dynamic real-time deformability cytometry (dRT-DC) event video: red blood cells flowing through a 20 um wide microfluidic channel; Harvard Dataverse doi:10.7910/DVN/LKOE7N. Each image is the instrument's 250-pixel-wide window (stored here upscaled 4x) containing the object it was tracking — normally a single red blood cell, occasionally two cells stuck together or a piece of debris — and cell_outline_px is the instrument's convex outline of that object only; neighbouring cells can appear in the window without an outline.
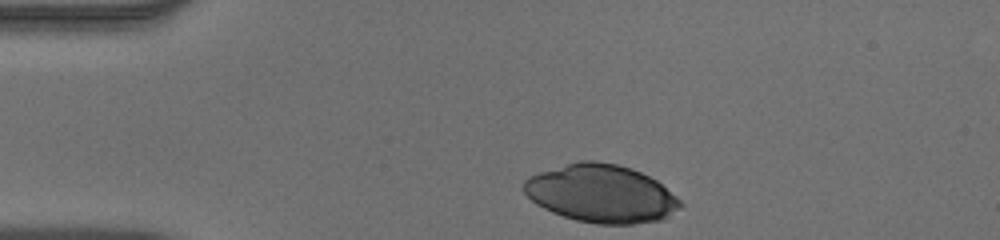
{"species": "human", "species_latin": "Homo sapiens", "temperature_condition": "warm", "stored_images_in_passage": 33, "camera_frame_rate_fps": 3000, "um_per_image_px": 0.085, "donor": {"sex": "male"}, "frame": {"image": 1, "passage_image": 1, "time_ms": 0.0, "image_size_px": [1000, 240], "cell_outline_px": [[684, 204], [680, 208], [668, 216], [660, 220], [632, 224], [596, 224], [576, 220], [552, 212], [536, 204], [524, 192], [524, 180], [528, 176], [576, 160], [596, 160], [616, 164], [632, 168], [656, 180], [676, 196]], "centroid_in_image_um": [51.1, 16.45], "position_along_channel_um": 33.9, "area_um2": 52.83}}
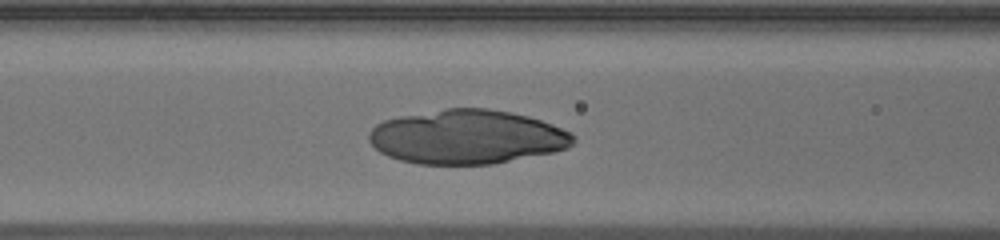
{"frame": {"image": 2, "passage_image": 12, "time_ms": 3.667, "image_size_px": [1000, 240], "cell_outline_px": [[576, 140], [568, 148], [552, 152], [492, 164], [416, 164], [400, 160], [388, 156], [380, 152], [368, 140], [368, 132], [376, 124], [384, 120], [400, 116], [448, 108], [488, 108], [512, 112], [528, 116], [552, 124], [572, 132], [576, 136]], "centroid_in_image_um": [39.7, 11.63], "position_along_channel_um": 126.9, "area_um2": 64.62}}
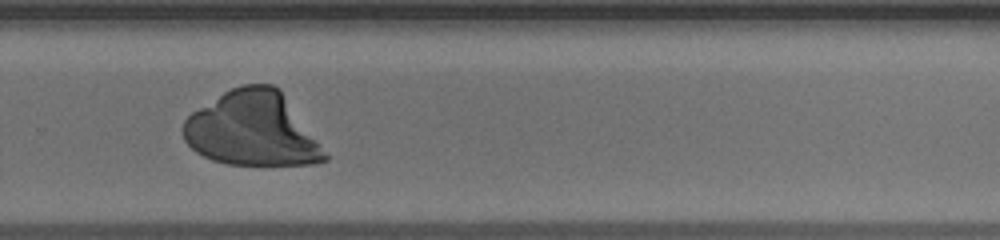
{"frame": {"image": 3, "passage_image": 26, "time_ms": 8.333, "image_size_px": [1000, 240], "cell_outline_px": [[328, 160], [312, 164], [228, 164], [212, 160], [196, 152], [184, 140], [184, 120], [192, 112], [224, 92], [232, 88], [244, 84], [272, 84], [280, 88], [328, 156]], "centroid_in_image_um": [21.44, 10.97], "position_along_channel_um": 308.4, "area_um2": 60.46}}